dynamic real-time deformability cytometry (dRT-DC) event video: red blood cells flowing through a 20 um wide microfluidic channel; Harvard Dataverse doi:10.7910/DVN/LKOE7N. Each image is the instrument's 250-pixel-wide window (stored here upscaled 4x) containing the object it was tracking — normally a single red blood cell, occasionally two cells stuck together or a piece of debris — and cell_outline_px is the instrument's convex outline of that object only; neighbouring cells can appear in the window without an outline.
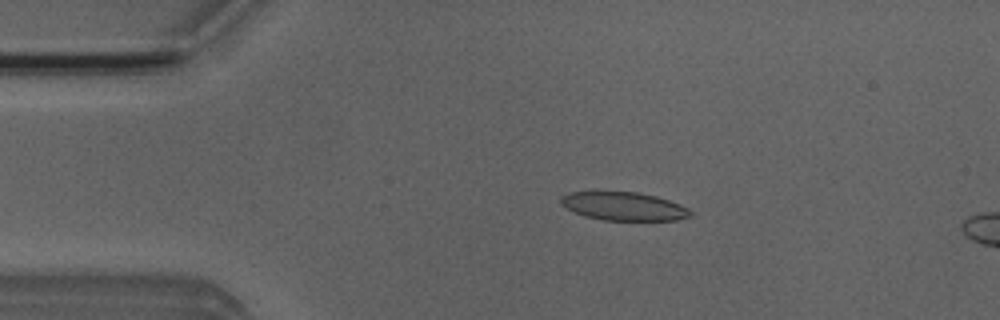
{"species": "Egyptian fruit bat (a non-hibernating species)", "species_latin": "Rousettus aegyptiacus", "temperature_condition": "room temperature", "stored_images_in_passage": 4, "camera_frame_rate_fps": 3000, "um_per_image_px": 0.085, "animal": {"sex": "male"}, "frame": {"image": 1, "passage_image": 2, "time_ms": 1.0, "image_size_px": [1000, 320], "cell_outline_px": [[692, 216], [676, 220], [604, 220], [584, 216], [560, 204], [560, 196], [568, 192], [636, 192], [656, 196], [680, 204], [688, 208], [692, 212]], "centroid_in_image_um": [53.02, 17.53], "position_along_channel_um": 32.0, "area_um2": 21.33}}